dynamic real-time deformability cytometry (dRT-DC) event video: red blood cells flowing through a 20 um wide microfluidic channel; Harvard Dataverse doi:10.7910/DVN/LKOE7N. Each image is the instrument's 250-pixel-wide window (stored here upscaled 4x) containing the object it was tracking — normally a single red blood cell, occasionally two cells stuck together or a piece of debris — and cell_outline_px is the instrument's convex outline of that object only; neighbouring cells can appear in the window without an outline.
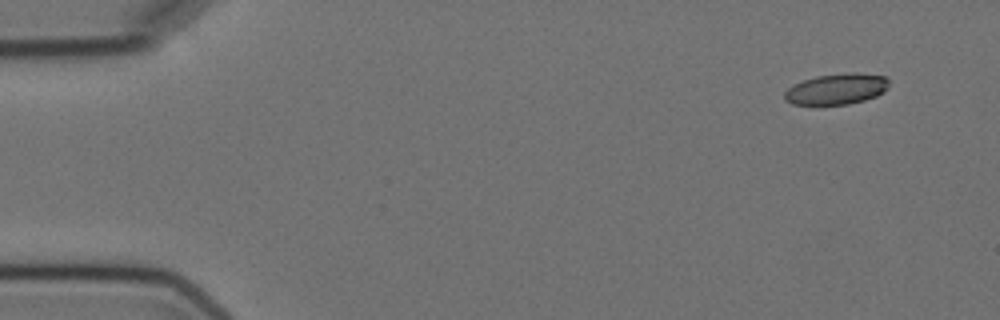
{"species": "Egyptian fruit bat (a non-hibernating species)", "species_latin": "Rousettus aegyptiacus", "temperature_condition": "cold", "stored_images_in_passage": 4, "segment_of_instrument_passage": [2, 2], "camera_frame_rate_fps": 3000, "um_per_image_px": 0.085, "animal": {"sex": "female"}, "frame": {"image": 1, "passage_image": 4, "time_ms": 3.667, "image_size_px": [1000, 320], "cell_outline_px": [[888, 88], [884, 92], [876, 96], [864, 100], [848, 104], [792, 104], [784, 100], [784, 92], [792, 84], [816, 76], [852, 72], [856, 72], [888, 76]], "centroid_in_image_um": [71.12, 7.55], "position_along_channel_um": 13.9, "area_um2": 18.9}}